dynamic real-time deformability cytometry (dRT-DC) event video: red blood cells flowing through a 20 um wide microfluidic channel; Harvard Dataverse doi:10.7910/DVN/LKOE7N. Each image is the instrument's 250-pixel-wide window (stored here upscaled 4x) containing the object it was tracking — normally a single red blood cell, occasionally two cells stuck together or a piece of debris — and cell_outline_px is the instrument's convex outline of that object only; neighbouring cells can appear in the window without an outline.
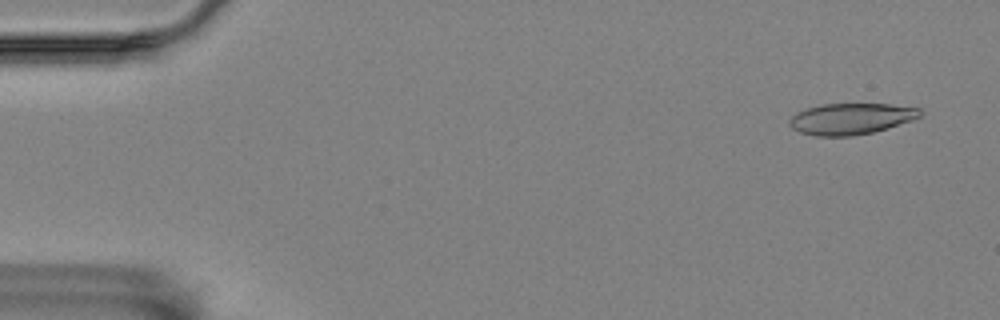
{"species": "Egyptian fruit bat (a non-hibernating species)", "species_latin": "Rousettus aegyptiacus", "temperature_condition": "room temperature", "stored_images_in_passage": 7, "camera_frame_rate_fps": 3000, "um_per_image_px": 0.085, "animal": {"sex": "female"}, "frame": {"image": 1, "passage_image": 1, "time_ms": 0.0, "image_size_px": [1000, 320], "cell_outline_px": [[924, 112], [920, 116], [912, 120], [888, 128], [872, 132], [852, 136], [816, 136], [800, 132], [792, 128], [788, 124], [788, 120], [796, 112], [804, 108], [820, 104], [892, 104], [920, 108]], "centroid_in_image_um": [72.31, 10.09], "position_along_channel_um": 12.7, "area_um2": 23.99}}
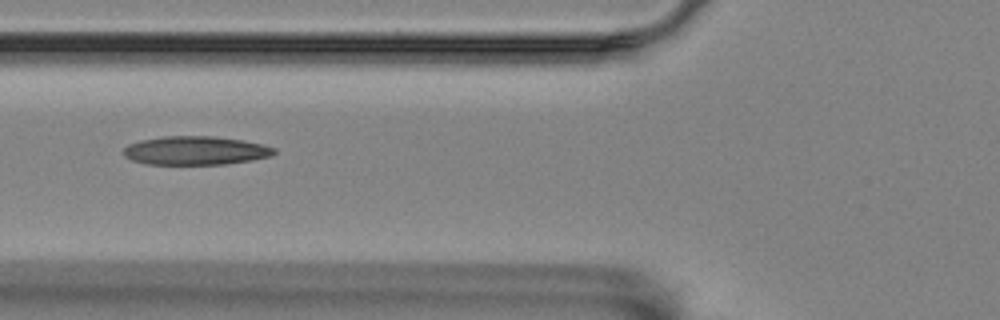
{"frame": {"image": 2, "passage_image": 6, "time_ms": 1.667, "image_size_px": [1000, 320], "cell_outline_px": [[276, 152], [272, 156], [252, 160], [224, 164], [144, 164], [132, 160], [124, 156], [124, 148], [128, 144], [140, 140], [164, 136], [212, 136], [240, 140], [260, 144], [276, 148]], "centroid_in_image_um": [16.6, 12.8], "position_along_channel_um": 109.2, "area_um2": 25.09}}
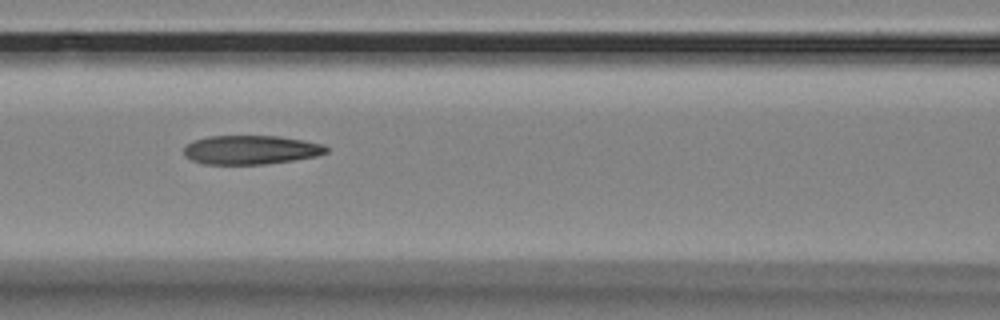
{"frame": {"image": 3, "passage_image": 7, "time_ms": 2.0, "image_size_px": [1000, 320], "cell_outline_px": [[328, 152], [316, 156], [292, 160], [264, 164], [204, 164], [192, 160], [184, 156], [184, 148], [192, 140], [208, 136], [280, 136], [304, 140], [320, 144], [328, 148]], "centroid_in_image_um": [21.29, 12.73], "position_along_channel_um": 145.3, "area_um2": 23.99}}